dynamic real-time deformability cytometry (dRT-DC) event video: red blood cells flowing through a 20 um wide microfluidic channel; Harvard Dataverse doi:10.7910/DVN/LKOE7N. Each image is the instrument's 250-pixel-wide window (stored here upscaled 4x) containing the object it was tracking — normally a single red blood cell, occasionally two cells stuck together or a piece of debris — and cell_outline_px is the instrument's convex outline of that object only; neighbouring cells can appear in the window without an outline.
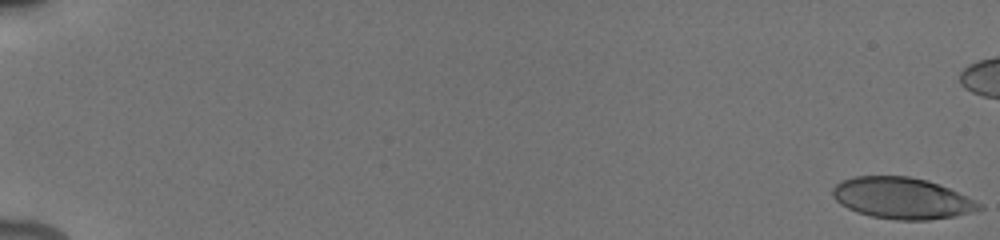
{"species": "human", "species_latin": "Homo sapiens", "temperature_condition": "cold", "stored_images_in_passage": 51, "camera_frame_rate_fps": 3000, "um_per_image_px": 0.085, "donor": {"sex": "male"}, "frame": {"image": 1, "passage_image": 1, "time_ms": 0.0, "image_size_px": [1000, 240], "cell_outline_px": [[984, 208], [972, 212], [956, 216], [928, 220], [896, 220], [872, 216], [856, 212], [840, 204], [832, 196], [832, 188], [840, 180], [856, 176], [908, 176], [928, 180], [948, 188], [984, 204]], "centroid_in_image_um": [76.67, 16.85], "position_along_channel_um": 8.3, "area_um2": 35.43}}
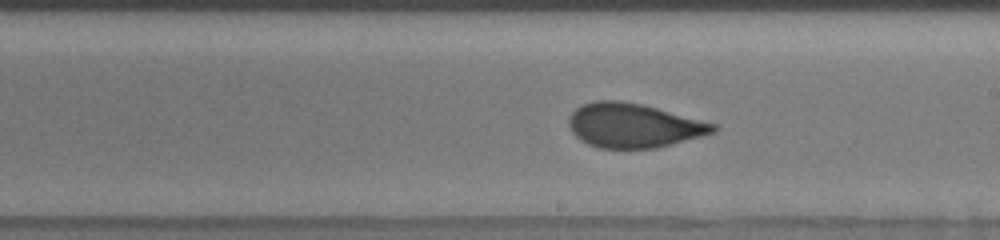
{"frame": {"image": 2, "passage_image": 39, "time_ms": 11.0, "image_size_px": [1000, 240], "cell_outline_px": [[716, 132], [656, 148], [596, 148], [580, 140], [572, 132], [568, 124], [568, 116], [580, 104], [596, 100], [620, 100], [640, 104], [656, 108], [716, 124]], "centroid_in_image_um": [53.79, 10.66], "position_along_channel_um": 235.2, "area_um2": 37.11}}
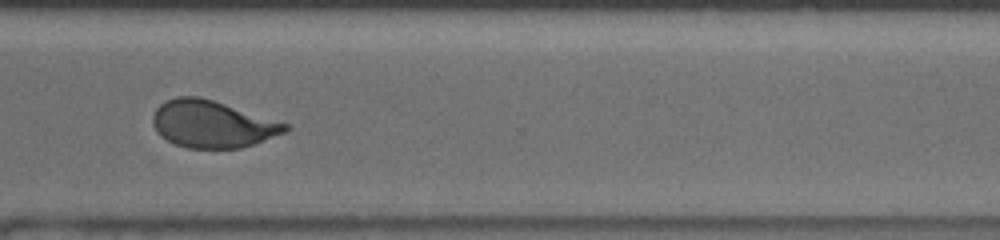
{"frame": {"image": 3, "passage_image": 50, "time_ms": 14.0, "image_size_px": [1000, 240], "cell_outline_px": [[292, 128], [284, 132], [252, 144], [240, 148], [188, 148], [176, 144], [160, 136], [156, 132], [152, 124], [152, 116], [156, 108], [160, 104], [176, 96], [200, 96], [292, 124]], "centroid_in_image_um": [18.05, 10.53], "position_along_channel_um": 352.6, "area_um2": 36.47}}